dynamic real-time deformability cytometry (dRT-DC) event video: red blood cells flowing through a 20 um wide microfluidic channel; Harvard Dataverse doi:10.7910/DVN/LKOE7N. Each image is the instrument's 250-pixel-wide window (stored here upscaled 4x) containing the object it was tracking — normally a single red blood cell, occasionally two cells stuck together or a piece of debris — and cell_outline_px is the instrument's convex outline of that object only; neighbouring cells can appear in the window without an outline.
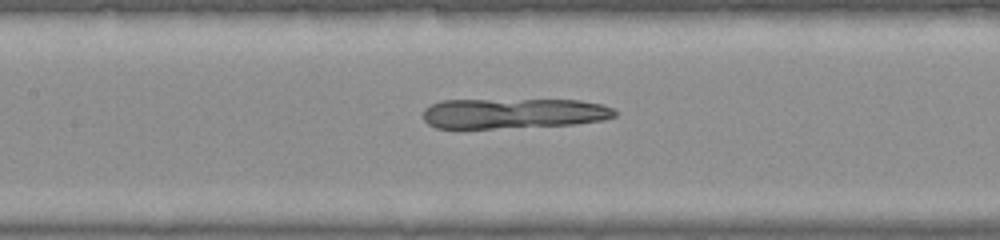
{"species": "common noctule bat (a hibernating species)", "species_latin": "Nyctalus noctula", "temperature_condition": "warm", "stored_images_in_passage": 37, "camera_frame_rate_fps": 3000, "um_per_image_px": 0.085, "animal": {"sex": "female", "body_mass_g": 22.0, "forearm_length_mm": 56.7}, "frame": {"image": 1, "passage_image": 19, "time_ms": 6.0, "image_size_px": [1000, 240], "cell_outline_px": [[616, 116], [604, 120], [576, 124], [492, 128], [436, 128], [428, 124], [424, 120], [424, 108], [440, 100], [580, 100], [600, 104], [612, 108], [616, 112]], "centroid_in_image_um": [43.63, 9.63], "position_along_channel_um": 163.8, "area_um2": 33.7}}
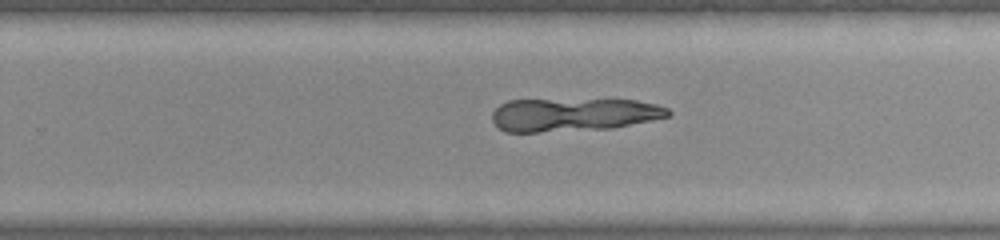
{"frame": {"image": 2, "passage_image": 26, "time_ms": 8.333, "image_size_px": [1000, 240], "cell_outline_px": [[672, 112], [668, 116], [652, 120], [612, 128], [536, 132], [504, 132], [492, 120], [492, 112], [500, 104], [508, 100], [636, 100], [656, 104], [668, 108]], "centroid_in_image_um": [48.73, 9.74], "position_along_channel_um": 281.1, "area_um2": 33.87}}
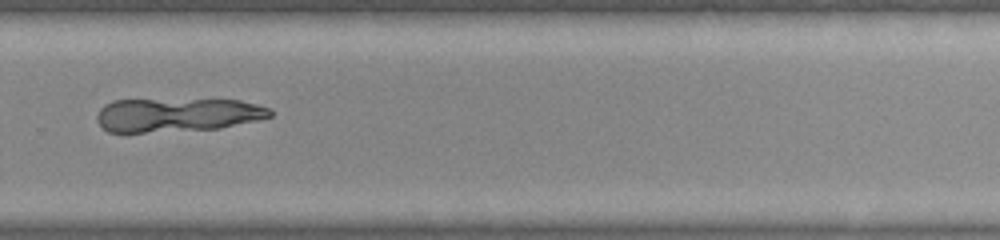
{"frame": {"image": 3, "passage_image": 28, "time_ms": 9.0, "image_size_px": [1000, 240], "cell_outline_px": [[272, 116], [256, 120], [220, 128], [144, 132], [108, 132], [96, 120], [96, 116], [100, 108], [104, 104], [112, 100], [240, 100], [256, 104], [268, 108], [272, 112]], "centroid_in_image_um": [15.02, 9.76], "position_along_channel_um": 314.8, "area_um2": 33.7}}